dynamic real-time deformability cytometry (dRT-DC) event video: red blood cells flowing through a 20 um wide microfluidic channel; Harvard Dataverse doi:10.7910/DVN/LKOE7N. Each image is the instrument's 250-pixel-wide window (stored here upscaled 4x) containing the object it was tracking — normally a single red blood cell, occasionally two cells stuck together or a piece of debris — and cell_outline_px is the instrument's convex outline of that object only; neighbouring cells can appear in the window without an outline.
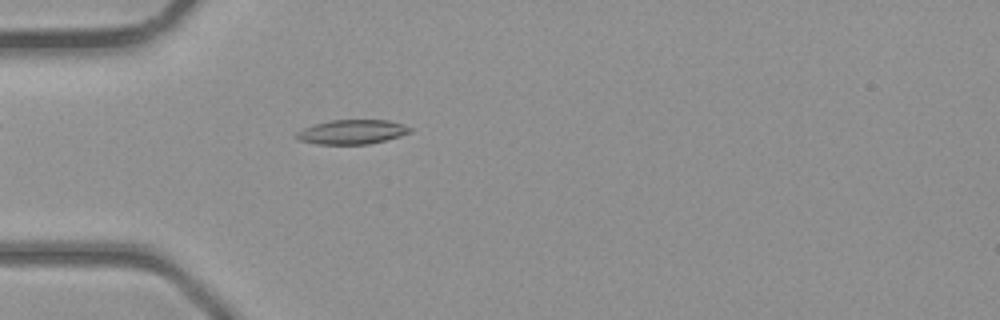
{"species": "common noctule bat (a hibernating species)", "species_latin": "Nyctalus noctula", "temperature_condition": "room temperature", "stored_images_in_passage": 36, "camera_frame_rate_fps": 3000, "um_per_image_px": 0.085, "animal": {"sex": "male", "body_mass_g": 23.1, "forearm_length_mm": 52.7}, "frame": {"image": 1, "passage_image": 7, "time_ms": 2.0, "image_size_px": [1000, 320], "cell_outline_px": [[412, 132], [400, 136], [368, 144], [316, 144], [300, 140], [296, 136], [296, 132], [304, 128], [316, 124], [332, 120], [388, 120], [412, 128]], "centroid_in_image_um": [29.93, 11.21], "position_along_channel_um": 55.1, "area_um2": 15.9}}
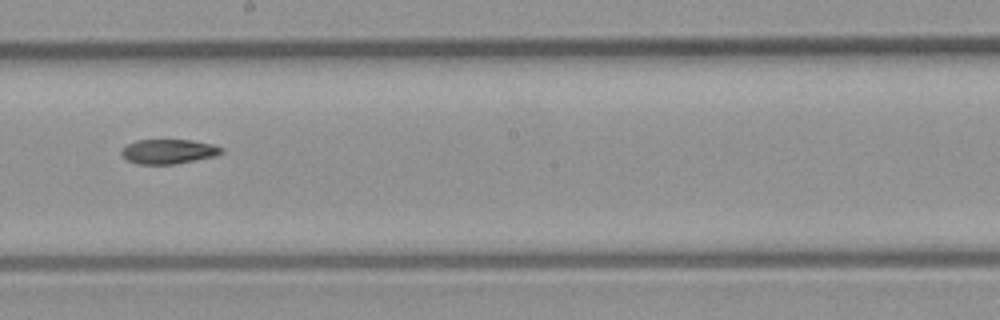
{"frame": {"image": 2, "passage_image": 18, "time_ms": 5.667, "image_size_px": [1000, 320], "cell_outline_px": [[224, 152], [216, 156], [172, 164], [136, 164], [120, 156], [120, 148], [136, 140], [192, 140], [212, 144], [224, 148]], "centroid_in_image_um": [14.29, 12.87], "position_along_channel_um": 233.9, "area_um2": 14.45}}
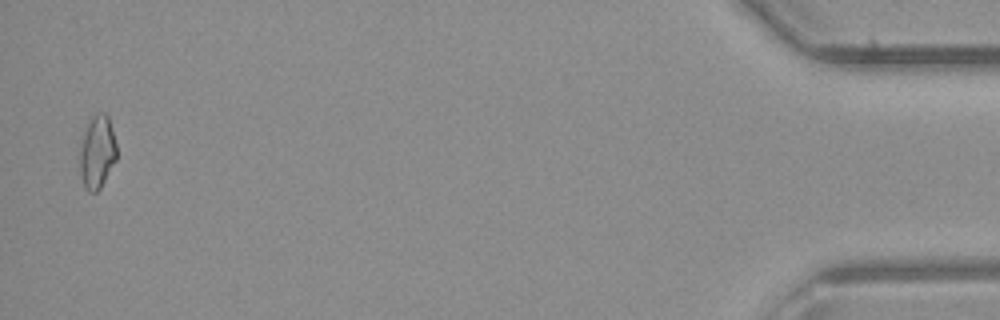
{"frame": {"image": 3, "passage_image": 35, "time_ms": 11.333, "image_size_px": [1000, 320], "cell_outline_px": [[116, 160], [100, 188], [96, 192], [88, 192], [84, 188], [80, 172], [80, 148], [88, 124], [92, 116], [96, 112], [104, 112], [108, 116], [116, 144]], "centroid_in_image_um": [8.26, 12.94], "position_along_channel_um": 426.9, "area_um2": 15.49}}